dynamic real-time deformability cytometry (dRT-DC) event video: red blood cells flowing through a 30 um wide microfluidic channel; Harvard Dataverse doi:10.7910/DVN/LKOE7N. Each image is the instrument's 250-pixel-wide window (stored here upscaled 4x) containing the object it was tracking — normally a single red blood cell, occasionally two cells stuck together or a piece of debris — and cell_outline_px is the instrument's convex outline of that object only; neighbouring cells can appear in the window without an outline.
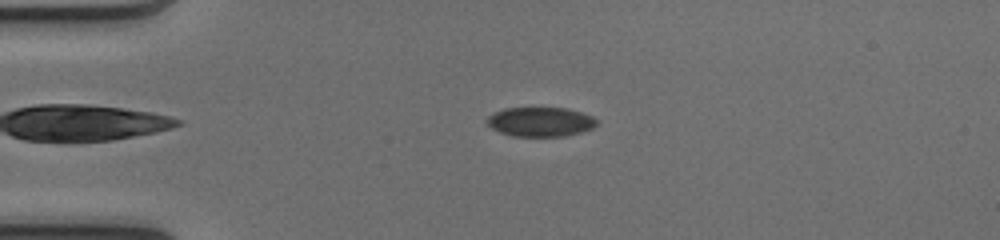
{"species": "common noctule bat (a hibernating species)", "species_latin": "Nyctalus noctula", "temperature_condition": "cold", "stored_images_in_passage": 51, "camera_frame_rate_fps": 3000, "um_per_image_px": 0.085, "animal": {"sex": "female", "body_mass_g": 17.0, "forearm_length_mm": 48.0}, "frame": {"image": 1, "passage_image": 12, "time_ms": 3.667, "image_size_px": [1000, 240], "cell_outline_px": [[596, 124], [592, 128], [580, 132], [564, 136], [512, 136], [500, 132], [492, 128], [484, 120], [492, 112], [504, 108], [568, 108], [592, 116], [596, 120]], "centroid_in_image_um": [45.88, 10.35], "position_along_channel_um": 39.1, "area_um2": 18.79}}
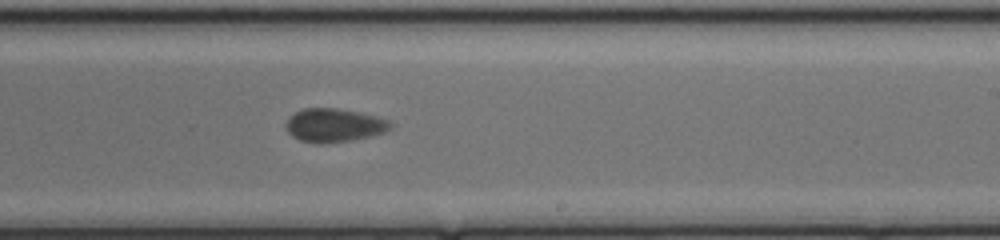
{"frame": {"image": 2, "passage_image": 31, "time_ms": 10.0, "image_size_px": [1000, 240], "cell_outline_px": [[392, 128], [384, 132], [368, 136], [348, 140], [320, 144], [300, 140], [292, 136], [288, 132], [284, 124], [288, 116], [304, 108], [336, 108], [360, 112], [376, 116], [388, 120], [392, 124]], "centroid_in_image_um": [28.36, 10.63], "position_along_channel_um": 260.6, "area_um2": 20.35}}
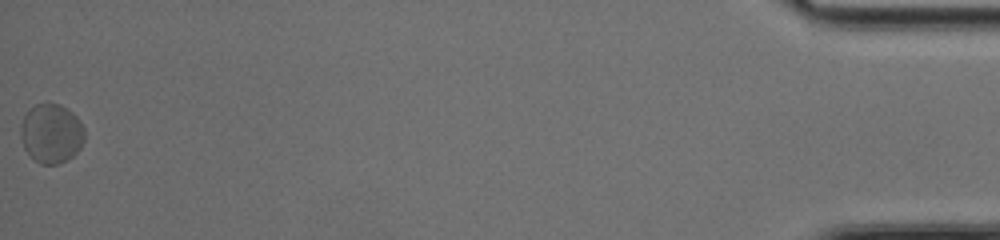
{"frame": {"image": 3, "passage_image": 51, "time_ms": 16.667, "image_size_px": [1000, 240], "cell_outline_px": [[84, 140], [80, 148], [72, 156], [60, 164], [40, 164], [24, 148], [20, 136], [20, 128], [24, 116], [36, 104], [60, 104], [72, 112], [80, 120], [84, 128]], "centroid_in_image_um": [4.38, 11.35], "position_along_channel_um": 430.8, "area_um2": 21.91}, "authors_computed_cell_mechanics": {"area_um2": 20.4612, "velocity_mm_per_s": 4.047, "shape_relaxation_time_tau1_ms": null, "shape_relaxation_time_tau2_ms": 0.6998, "deformation_change_tau1": null, "deformation_change_tau2": 0.0371}}